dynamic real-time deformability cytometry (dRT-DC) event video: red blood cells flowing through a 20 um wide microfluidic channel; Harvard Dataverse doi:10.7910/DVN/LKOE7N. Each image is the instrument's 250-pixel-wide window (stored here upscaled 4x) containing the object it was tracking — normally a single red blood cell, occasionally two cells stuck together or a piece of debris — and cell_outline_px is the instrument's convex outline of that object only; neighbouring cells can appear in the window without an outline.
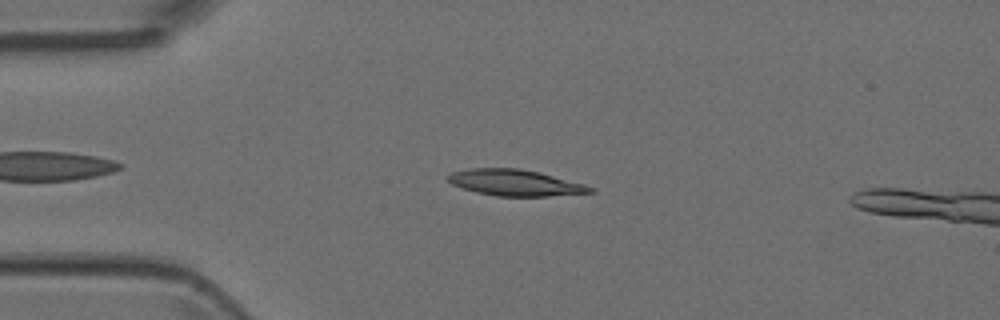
{"species": "Egyptian fruit bat (a non-hibernating species)", "species_latin": "Rousettus aegyptiacus", "temperature_condition": "room temperature", "stored_images_in_passage": 4, "camera_frame_rate_fps": 3000, "um_per_image_px": 0.085, "animal": {"sex": "female"}, "frame": {"image": 1, "passage_image": 3, "time_ms": 0.667, "image_size_px": [1000, 320], "cell_outline_px": [[596, 192], [548, 196], [496, 196], [476, 192], [460, 188], [452, 184], [444, 176], [452, 172], [472, 168], [516, 168], [540, 172], [584, 184], [596, 188]], "centroid_in_image_um": [43.78, 15.53], "position_along_channel_um": 41.2, "area_um2": 21.85}}